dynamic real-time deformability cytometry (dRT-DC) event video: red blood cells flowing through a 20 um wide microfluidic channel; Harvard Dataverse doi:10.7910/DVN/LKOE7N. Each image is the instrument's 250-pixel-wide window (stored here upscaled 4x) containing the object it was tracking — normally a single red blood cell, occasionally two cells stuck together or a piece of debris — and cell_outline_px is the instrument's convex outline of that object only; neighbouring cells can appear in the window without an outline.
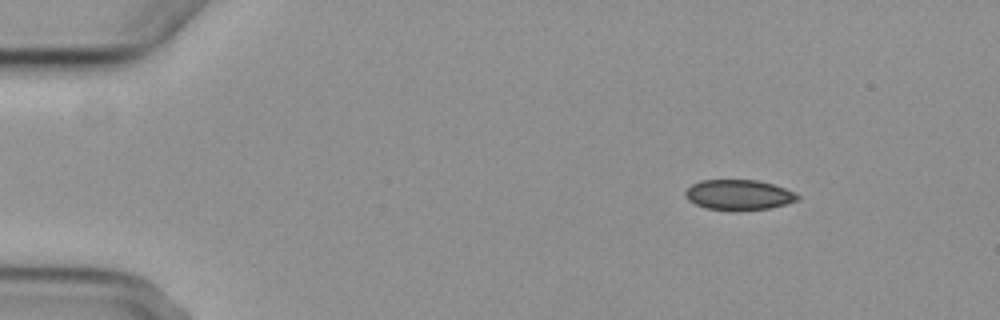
{"species": "common noctule bat (a hibernating species)", "species_latin": "Nyctalus noctula", "temperature_condition": "cold", "stored_images_in_passage": 5, "camera_frame_rate_fps": 3000, "um_per_image_px": 0.085, "animal": {"sex": "female", "body_mass_g": 29.2, "forearm_length_mm": 56.3}, "frame": {"image": 1, "passage_image": 2, "time_ms": 1.333, "image_size_px": [1000, 320], "cell_outline_px": [[800, 200], [768, 208], [708, 208], [696, 204], [688, 200], [684, 192], [692, 184], [700, 180], [756, 180], [772, 184], [784, 188], [800, 196]], "centroid_in_image_um": [62.78, 16.52], "position_along_channel_um": 22.2, "area_um2": 18.96}}